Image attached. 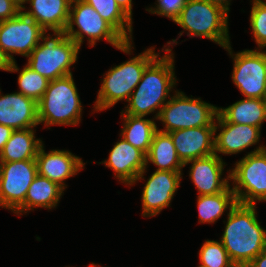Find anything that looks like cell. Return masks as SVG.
<instances>
[{
  "label": "cell",
  "instance_id": "obj_1",
  "mask_svg": "<svg viewBox=\"0 0 266 267\" xmlns=\"http://www.w3.org/2000/svg\"><path fill=\"white\" fill-rule=\"evenodd\" d=\"M256 205L237 204L229 210L220 242L236 267H246L266 249V230L256 216Z\"/></svg>",
  "mask_w": 266,
  "mask_h": 267
},
{
  "label": "cell",
  "instance_id": "obj_2",
  "mask_svg": "<svg viewBox=\"0 0 266 267\" xmlns=\"http://www.w3.org/2000/svg\"><path fill=\"white\" fill-rule=\"evenodd\" d=\"M164 56H157L144 70L141 81L130 95L124 114L146 116L160 108L155 116L158 118L161 108L166 104L170 91L176 84L172 49L168 46ZM159 57V58H158Z\"/></svg>",
  "mask_w": 266,
  "mask_h": 267
},
{
  "label": "cell",
  "instance_id": "obj_3",
  "mask_svg": "<svg viewBox=\"0 0 266 267\" xmlns=\"http://www.w3.org/2000/svg\"><path fill=\"white\" fill-rule=\"evenodd\" d=\"M152 48L142 54L111 68L105 75L94 105L95 111H102L125 99L128 101L132 92L141 81L145 68L157 57Z\"/></svg>",
  "mask_w": 266,
  "mask_h": 267
},
{
  "label": "cell",
  "instance_id": "obj_4",
  "mask_svg": "<svg viewBox=\"0 0 266 267\" xmlns=\"http://www.w3.org/2000/svg\"><path fill=\"white\" fill-rule=\"evenodd\" d=\"M37 105L39 124H79L82 105L72 74L51 80Z\"/></svg>",
  "mask_w": 266,
  "mask_h": 267
},
{
  "label": "cell",
  "instance_id": "obj_5",
  "mask_svg": "<svg viewBox=\"0 0 266 267\" xmlns=\"http://www.w3.org/2000/svg\"><path fill=\"white\" fill-rule=\"evenodd\" d=\"M74 24L78 30L74 29ZM64 35L70 37L80 48L85 34L89 47L102 38L118 50L130 54L131 41H126L100 14L83 0L71 1L69 19Z\"/></svg>",
  "mask_w": 266,
  "mask_h": 267
},
{
  "label": "cell",
  "instance_id": "obj_6",
  "mask_svg": "<svg viewBox=\"0 0 266 267\" xmlns=\"http://www.w3.org/2000/svg\"><path fill=\"white\" fill-rule=\"evenodd\" d=\"M188 36L205 37L225 48L230 44L228 12L204 0H189L174 20Z\"/></svg>",
  "mask_w": 266,
  "mask_h": 267
},
{
  "label": "cell",
  "instance_id": "obj_7",
  "mask_svg": "<svg viewBox=\"0 0 266 267\" xmlns=\"http://www.w3.org/2000/svg\"><path fill=\"white\" fill-rule=\"evenodd\" d=\"M55 37L45 36L28 56L33 71L49 81L71 75L70 66L77 61L80 47L63 33H54Z\"/></svg>",
  "mask_w": 266,
  "mask_h": 267
},
{
  "label": "cell",
  "instance_id": "obj_8",
  "mask_svg": "<svg viewBox=\"0 0 266 267\" xmlns=\"http://www.w3.org/2000/svg\"><path fill=\"white\" fill-rule=\"evenodd\" d=\"M218 107L202 101L200 98H188L183 92L175 91L161 108L157 120L163 122L165 129L161 132L169 133L181 129L196 127H215Z\"/></svg>",
  "mask_w": 266,
  "mask_h": 267
},
{
  "label": "cell",
  "instance_id": "obj_9",
  "mask_svg": "<svg viewBox=\"0 0 266 267\" xmlns=\"http://www.w3.org/2000/svg\"><path fill=\"white\" fill-rule=\"evenodd\" d=\"M237 202L255 205L266 201V147L259 146L235 163L229 172Z\"/></svg>",
  "mask_w": 266,
  "mask_h": 267
},
{
  "label": "cell",
  "instance_id": "obj_10",
  "mask_svg": "<svg viewBox=\"0 0 266 267\" xmlns=\"http://www.w3.org/2000/svg\"><path fill=\"white\" fill-rule=\"evenodd\" d=\"M45 34L46 31L21 10L15 17L0 22V48L15 62L12 54L28 57Z\"/></svg>",
  "mask_w": 266,
  "mask_h": 267
},
{
  "label": "cell",
  "instance_id": "obj_11",
  "mask_svg": "<svg viewBox=\"0 0 266 267\" xmlns=\"http://www.w3.org/2000/svg\"><path fill=\"white\" fill-rule=\"evenodd\" d=\"M226 49L234 60L232 80L245 98L263 99L266 88V53L262 49L244 50L232 54L228 44Z\"/></svg>",
  "mask_w": 266,
  "mask_h": 267
},
{
  "label": "cell",
  "instance_id": "obj_12",
  "mask_svg": "<svg viewBox=\"0 0 266 267\" xmlns=\"http://www.w3.org/2000/svg\"><path fill=\"white\" fill-rule=\"evenodd\" d=\"M37 175L35 159L0 163V207L15 212Z\"/></svg>",
  "mask_w": 266,
  "mask_h": 267
},
{
  "label": "cell",
  "instance_id": "obj_13",
  "mask_svg": "<svg viewBox=\"0 0 266 267\" xmlns=\"http://www.w3.org/2000/svg\"><path fill=\"white\" fill-rule=\"evenodd\" d=\"M182 172L156 170L146 182L142 191L144 217L159 214L168 207L180 185Z\"/></svg>",
  "mask_w": 266,
  "mask_h": 267
},
{
  "label": "cell",
  "instance_id": "obj_14",
  "mask_svg": "<svg viewBox=\"0 0 266 267\" xmlns=\"http://www.w3.org/2000/svg\"><path fill=\"white\" fill-rule=\"evenodd\" d=\"M101 163L113 169L120 182L130 186L144 179L147 166L146 154L123 138L114 145L109 158Z\"/></svg>",
  "mask_w": 266,
  "mask_h": 267
},
{
  "label": "cell",
  "instance_id": "obj_15",
  "mask_svg": "<svg viewBox=\"0 0 266 267\" xmlns=\"http://www.w3.org/2000/svg\"><path fill=\"white\" fill-rule=\"evenodd\" d=\"M169 134L183 163L215 154V127L181 129Z\"/></svg>",
  "mask_w": 266,
  "mask_h": 267
},
{
  "label": "cell",
  "instance_id": "obj_16",
  "mask_svg": "<svg viewBox=\"0 0 266 267\" xmlns=\"http://www.w3.org/2000/svg\"><path fill=\"white\" fill-rule=\"evenodd\" d=\"M191 163L189 176L200 195H215L223 192L229 186L230 174L221 178L225 163L218 154L193 159L184 163Z\"/></svg>",
  "mask_w": 266,
  "mask_h": 267
},
{
  "label": "cell",
  "instance_id": "obj_17",
  "mask_svg": "<svg viewBox=\"0 0 266 267\" xmlns=\"http://www.w3.org/2000/svg\"><path fill=\"white\" fill-rule=\"evenodd\" d=\"M43 144L35 158L38 174L58 183L64 189V181L83 169L85 163L66 150H51L45 153Z\"/></svg>",
  "mask_w": 266,
  "mask_h": 267
},
{
  "label": "cell",
  "instance_id": "obj_18",
  "mask_svg": "<svg viewBox=\"0 0 266 267\" xmlns=\"http://www.w3.org/2000/svg\"><path fill=\"white\" fill-rule=\"evenodd\" d=\"M0 124L13 130L34 128L39 125L37 102L19 92L0 93Z\"/></svg>",
  "mask_w": 266,
  "mask_h": 267
},
{
  "label": "cell",
  "instance_id": "obj_19",
  "mask_svg": "<svg viewBox=\"0 0 266 267\" xmlns=\"http://www.w3.org/2000/svg\"><path fill=\"white\" fill-rule=\"evenodd\" d=\"M215 121V133L218 128L220 133L215 136V154H236L258 143L260 128L251 125H242L226 122L219 114Z\"/></svg>",
  "mask_w": 266,
  "mask_h": 267
},
{
  "label": "cell",
  "instance_id": "obj_20",
  "mask_svg": "<svg viewBox=\"0 0 266 267\" xmlns=\"http://www.w3.org/2000/svg\"><path fill=\"white\" fill-rule=\"evenodd\" d=\"M31 10L24 13L33 18L46 32L63 33L66 29L71 1L70 0H25Z\"/></svg>",
  "mask_w": 266,
  "mask_h": 267
},
{
  "label": "cell",
  "instance_id": "obj_21",
  "mask_svg": "<svg viewBox=\"0 0 266 267\" xmlns=\"http://www.w3.org/2000/svg\"><path fill=\"white\" fill-rule=\"evenodd\" d=\"M63 191L58 183L38 174L28 188L24 203L14 213H27L35 207L50 210L57 206Z\"/></svg>",
  "mask_w": 266,
  "mask_h": 267
},
{
  "label": "cell",
  "instance_id": "obj_22",
  "mask_svg": "<svg viewBox=\"0 0 266 267\" xmlns=\"http://www.w3.org/2000/svg\"><path fill=\"white\" fill-rule=\"evenodd\" d=\"M218 114L229 123L251 125L261 129L266 121V103L263 99L245 98L226 108H218Z\"/></svg>",
  "mask_w": 266,
  "mask_h": 267
},
{
  "label": "cell",
  "instance_id": "obj_23",
  "mask_svg": "<svg viewBox=\"0 0 266 267\" xmlns=\"http://www.w3.org/2000/svg\"><path fill=\"white\" fill-rule=\"evenodd\" d=\"M41 145L33 128L13 130L0 153V163L35 159Z\"/></svg>",
  "mask_w": 266,
  "mask_h": 267
},
{
  "label": "cell",
  "instance_id": "obj_24",
  "mask_svg": "<svg viewBox=\"0 0 266 267\" xmlns=\"http://www.w3.org/2000/svg\"><path fill=\"white\" fill-rule=\"evenodd\" d=\"M148 162L155 164L160 171L181 172L184 163L179 159L173 140L169 133L157 130L153 136L149 151L146 154Z\"/></svg>",
  "mask_w": 266,
  "mask_h": 267
},
{
  "label": "cell",
  "instance_id": "obj_25",
  "mask_svg": "<svg viewBox=\"0 0 266 267\" xmlns=\"http://www.w3.org/2000/svg\"><path fill=\"white\" fill-rule=\"evenodd\" d=\"M124 127L121 130V136L124 140L130 143L133 147H136L148 153L150 145L153 140L155 132L158 130L157 124L154 120L144 119V116H133L130 114H123Z\"/></svg>",
  "mask_w": 266,
  "mask_h": 267
},
{
  "label": "cell",
  "instance_id": "obj_26",
  "mask_svg": "<svg viewBox=\"0 0 266 267\" xmlns=\"http://www.w3.org/2000/svg\"><path fill=\"white\" fill-rule=\"evenodd\" d=\"M236 204L237 199L230 185L215 195H198L199 223L216 222L226 209L231 210Z\"/></svg>",
  "mask_w": 266,
  "mask_h": 267
},
{
  "label": "cell",
  "instance_id": "obj_27",
  "mask_svg": "<svg viewBox=\"0 0 266 267\" xmlns=\"http://www.w3.org/2000/svg\"><path fill=\"white\" fill-rule=\"evenodd\" d=\"M83 1L91 5L126 41L132 42V20L118 6L116 0Z\"/></svg>",
  "mask_w": 266,
  "mask_h": 267
},
{
  "label": "cell",
  "instance_id": "obj_28",
  "mask_svg": "<svg viewBox=\"0 0 266 267\" xmlns=\"http://www.w3.org/2000/svg\"><path fill=\"white\" fill-rule=\"evenodd\" d=\"M49 82L47 78L26 65L18 76L19 93L38 103L44 95Z\"/></svg>",
  "mask_w": 266,
  "mask_h": 267
},
{
  "label": "cell",
  "instance_id": "obj_29",
  "mask_svg": "<svg viewBox=\"0 0 266 267\" xmlns=\"http://www.w3.org/2000/svg\"><path fill=\"white\" fill-rule=\"evenodd\" d=\"M198 254L199 267H236L220 240H206Z\"/></svg>",
  "mask_w": 266,
  "mask_h": 267
},
{
  "label": "cell",
  "instance_id": "obj_30",
  "mask_svg": "<svg viewBox=\"0 0 266 267\" xmlns=\"http://www.w3.org/2000/svg\"><path fill=\"white\" fill-rule=\"evenodd\" d=\"M250 25L259 49L266 47V1L253 0Z\"/></svg>",
  "mask_w": 266,
  "mask_h": 267
},
{
  "label": "cell",
  "instance_id": "obj_31",
  "mask_svg": "<svg viewBox=\"0 0 266 267\" xmlns=\"http://www.w3.org/2000/svg\"><path fill=\"white\" fill-rule=\"evenodd\" d=\"M189 0H157L156 8L146 9L151 14L166 16L173 22L179 16Z\"/></svg>",
  "mask_w": 266,
  "mask_h": 267
},
{
  "label": "cell",
  "instance_id": "obj_32",
  "mask_svg": "<svg viewBox=\"0 0 266 267\" xmlns=\"http://www.w3.org/2000/svg\"><path fill=\"white\" fill-rule=\"evenodd\" d=\"M21 8L13 0H0V22L15 17Z\"/></svg>",
  "mask_w": 266,
  "mask_h": 267
},
{
  "label": "cell",
  "instance_id": "obj_33",
  "mask_svg": "<svg viewBox=\"0 0 266 267\" xmlns=\"http://www.w3.org/2000/svg\"><path fill=\"white\" fill-rule=\"evenodd\" d=\"M0 70L8 72H17L19 68L17 67L16 62H11L7 55L0 48Z\"/></svg>",
  "mask_w": 266,
  "mask_h": 267
},
{
  "label": "cell",
  "instance_id": "obj_34",
  "mask_svg": "<svg viewBox=\"0 0 266 267\" xmlns=\"http://www.w3.org/2000/svg\"><path fill=\"white\" fill-rule=\"evenodd\" d=\"M12 132L13 129H11L10 127L0 124V153L4 148V145L10 139Z\"/></svg>",
  "mask_w": 266,
  "mask_h": 267
},
{
  "label": "cell",
  "instance_id": "obj_35",
  "mask_svg": "<svg viewBox=\"0 0 266 267\" xmlns=\"http://www.w3.org/2000/svg\"><path fill=\"white\" fill-rule=\"evenodd\" d=\"M246 267H266V249L259 253Z\"/></svg>",
  "mask_w": 266,
  "mask_h": 267
},
{
  "label": "cell",
  "instance_id": "obj_36",
  "mask_svg": "<svg viewBox=\"0 0 266 267\" xmlns=\"http://www.w3.org/2000/svg\"><path fill=\"white\" fill-rule=\"evenodd\" d=\"M118 6L132 20V0H116Z\"/></svg>",
  "mask_w": 266,
  "mask_h": 267
},
{
  "label": "cell",
  "instance_id": "obj_37",
  "mask_svg": "<svg viewBox=\"0 0 266 267\" xmlns=\"http://www.w3.org/2000/svg\"><path fill=\"white\" fill-rule=\"evenodd\" d=\"M212 4H216L220 7H222L226 12H229V5H230V0H204Z\"/></svg>",
  "mask_w": 266,
  "mask_h": 267
},
{
  "label": "cell",
  "instance_id": "obj_38",
  "mask_svg": "<svg viewBox=\"0 0 266 267\" xmlns=\"http://www.w3.org/2000/svg\"><path fill=\"white\" fill-rule=\"evenodd\" d=\"M20 8L21 10H25V7L23 6L25 0H13Z\"/></svg>",
  "mask_w": 266,
  "mask_h": 267
},
{
  "label": "cell",
  "instance_id": "obj_39",
  "mask_svg": "<svg viewBox=\"0 0 266 267\" xmlns=\"http://www.w3.org/2000/svg\"><path fill=\"white\" fill-rule=\"evenodd\" d=\"M263 100L266 103V88H265V93H264V96H263Z\"/></svg>",
  "mask_w": 266,
  "mask_h": 267
},
{
  "label": "cell",
  "instance_id": "obj_40",
  "mask_svg": "<svg viewBox=\"0 0 266 267\" xmlns=\"http://www.w3.org/2000/svg\"><path fill=\"white\" fill-rule=\"evenodd\" d=\"M89 267H98V266H96V264L92 263L91 265H89Z\"/></svg>",
  "mask_w": 266,
  "mask_h": 267
}]
</instances>
